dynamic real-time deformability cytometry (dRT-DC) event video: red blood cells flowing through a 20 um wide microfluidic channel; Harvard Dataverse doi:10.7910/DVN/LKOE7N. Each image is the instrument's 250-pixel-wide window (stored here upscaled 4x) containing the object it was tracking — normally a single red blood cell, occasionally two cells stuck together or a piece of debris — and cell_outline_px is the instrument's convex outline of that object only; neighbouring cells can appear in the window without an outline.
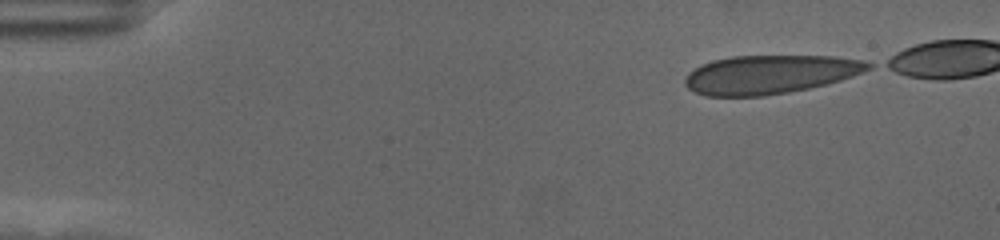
{"species": "human", "species_latin": "Homo sapiens", "temperature_condition": "cold", "stored_images_in_passage": 49, "camera_frame_rate_fps": 3000, "um_per_image_px": 0.085, "donor": {"sex": "female"}, "frame": {"image": 1, "passage_image": 1, "time_ms": 0.0, "image_size_px": [1000, 240], "cell_outline_px": [[872, 68], [852, 76], [840, 80], [808, 88], [788, 92], [764, 96], [708, 96], [696, 92], [688, 88], [684, 84], [684, 80], [688, 72], [712, 60], [732, 56], [832, 56], [860, 60], [872, 64]], "centroid_in_image_um": [65.41, 6.33], "position_along_channel_um": 19.6, "area_um2": 40.98}}
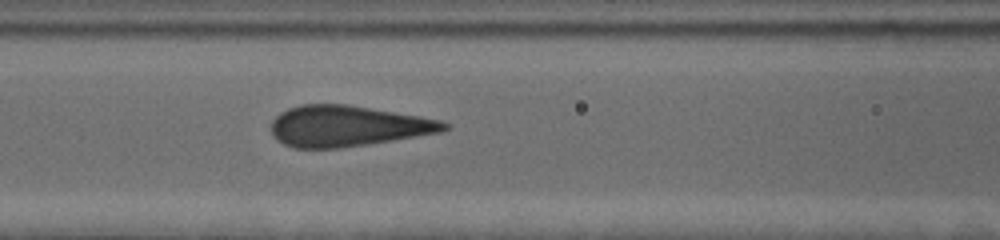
{"frame": {"image": 2, "passage_image": 20, "time_ms": 6.333, "image_size_px": [1000, 240], "cell_outline_px": [[448, 128], [440, 132], [340, 148], [296, 148], [284, 144], [272, 136], [272, 120], [280, 112], [288, 108], [304, 104], [348, 104], [440, 120], [448, 124]], "centroid_in_image_um": [29.48, 10.71], "position_along_channel_um": 137.1, "area_um2": 40.63}}
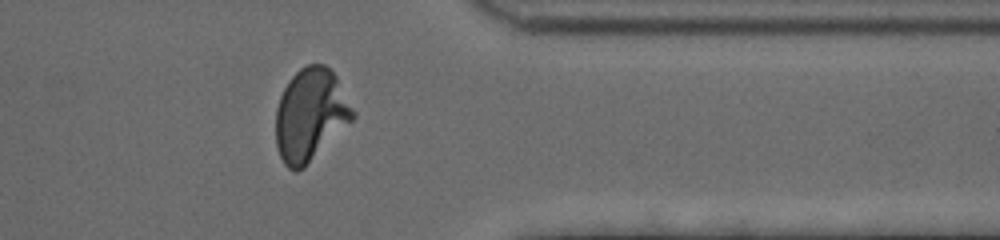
{"frame": {"image": 3, "passage_image": 42, "time_ms": 13.667, "image_size_px": [1000, 240], "cell_outline_px": [[356, 116], [304, 168], [296, 172], [288, 168], [284, 164], [280, 156], [276, 144], [276, 108], [280, 96], [288, 80], [300, 68], [308, 64], [324, 64], [336, 76], [356, 112]], "centroid_in_image_um": [26.38, 9.76], "position_along_channel_um": 385.0, "area_um2": 41.44}, "authors_computed_cell_mechanics": {"area_um2": 41.2692, "velocity_mm_per_s": 3.5102, "shape_relaxation_time_tau1_ms": 6.2541, "shape_relaxation_time_tau2_ms": null, "deformation_change_tau1": 0.1942, "deformation_change_tau2": null}}